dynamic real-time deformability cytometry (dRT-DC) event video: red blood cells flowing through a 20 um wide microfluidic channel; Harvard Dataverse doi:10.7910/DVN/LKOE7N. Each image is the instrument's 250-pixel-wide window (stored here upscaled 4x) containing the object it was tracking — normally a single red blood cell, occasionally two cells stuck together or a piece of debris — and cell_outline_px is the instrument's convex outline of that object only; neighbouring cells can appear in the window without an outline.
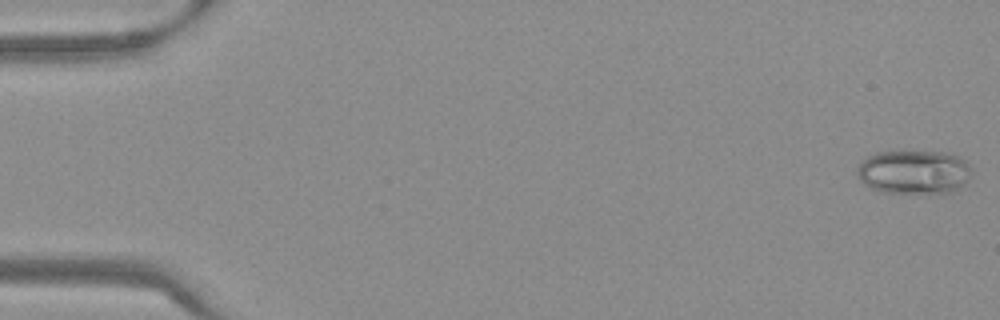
{"species": "Egyptian fruit bat (a non-hibernating species)", "species_latin": "Rousettus aegyptiacus", "temperature_condition": "warm", "stored_images_in_passage": 54, "camera_frame_rate_fps": 3000, "um_per_image_px": 0.085, "frame": {"image": 1, "passage_image": 1, "time_ms": 0.0, "image_size_px": [1000, 320], "cell_outline_px": [[972, 172], [968, 180], [960, 188], [952, 192], [880, 192], [868, 188], [860, 180], [856, 172], [856, 168], [868, 156], [876, 152], [896, 148], [948, 152], [960, 156], [972, 168]], "centroid_in_image_um": [77.67, 14.56], "position_along_channel_um": 7.3, "area_um2": 30.4}}
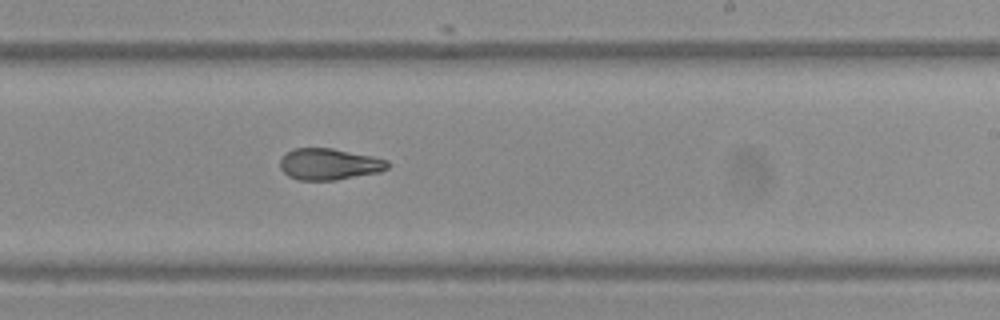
{"frame": {"image": 2, "passage_image": 33, "time_ms": 10.667, "image_size_px": [1000, 320], "cell_outline_px": [[392, 164], [388, 168], [380, 172], [336, 180], [296, 180], [288, 176], [280, 168], [280, 160], [292, 148], [332, 148], [372, 156], [388, 160]], "centroid_in_image_um": [28.0, 13.96], "position_along_channel_um": 261.0, "area_um2": 19.83}}
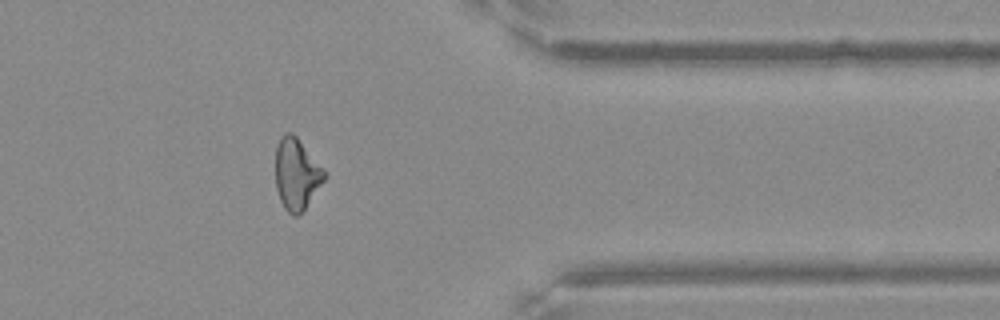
{"frame": {"image": 3, "passage_image": 44, "time_ms": 14.333, "image_size_px": [1000, 320], "cell_outline_px": [[328, 176], [300, 216], [292, 216], [284, 208], [280, 200], [276, 188], [276, 144], [280, 136], [284, 132], [292, 132], [296, 136]], "centroid_in_image_um": [25.19, 14.82], "position_along_channel_um": 386.2, "area_um2": 20.4}, "authors_computed_cell_mechanics": {"area_um2": 21.0392, "velocity_mm_per_s": 3.8051, "shape_relaxation_time_tau1_ms": null, "shape_relaxation_time_tau2_ms": 3.0628, "deformation_change_tau1": null, "deformation_change_tau2": 0.1054}}